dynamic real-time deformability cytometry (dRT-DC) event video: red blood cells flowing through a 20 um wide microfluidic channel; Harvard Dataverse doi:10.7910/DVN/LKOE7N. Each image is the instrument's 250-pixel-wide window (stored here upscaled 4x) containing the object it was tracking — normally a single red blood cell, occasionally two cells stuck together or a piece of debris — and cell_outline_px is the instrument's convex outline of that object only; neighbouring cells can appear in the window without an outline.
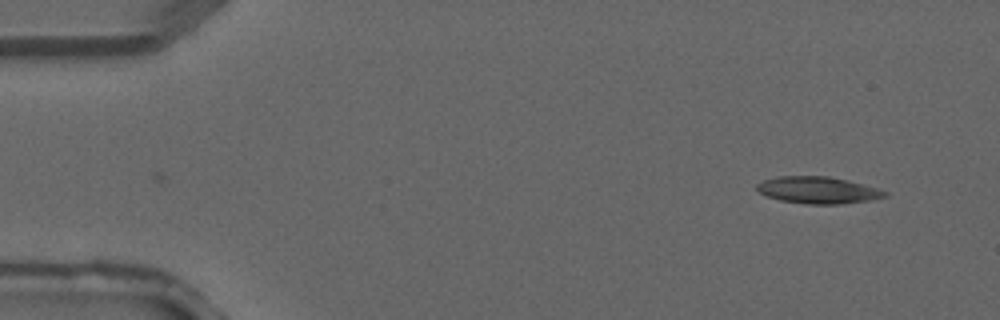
{"species": "common noctule bat (a hibernating species)", "species_latin": "Nyctalus noctula", "temperature_condition": "warm", "stored_images_in_passage": 2, "camera_frame_rate_fps": 3000, "um_per_image_px": 0.085, "animal": {"sex": "male", "forearm_length_mm": 52.5}, "frame": {"image": 1, "passage_image": 2, "time_ms": 0.333, "image_size_px": [1000, 320], "cell_outline_px": [[888, 196], [872, 200], [840, 204], [804, 204], [780, 200], [764, 196], [756, 188], [756, 184], [764, 180], [776, 176], [828, 176], [876, 188], [888, 192]], "centroid_in_image_um": [69.49, 16.17], "position_along_channel_um": 15.5, "area_um2": 20.0}}